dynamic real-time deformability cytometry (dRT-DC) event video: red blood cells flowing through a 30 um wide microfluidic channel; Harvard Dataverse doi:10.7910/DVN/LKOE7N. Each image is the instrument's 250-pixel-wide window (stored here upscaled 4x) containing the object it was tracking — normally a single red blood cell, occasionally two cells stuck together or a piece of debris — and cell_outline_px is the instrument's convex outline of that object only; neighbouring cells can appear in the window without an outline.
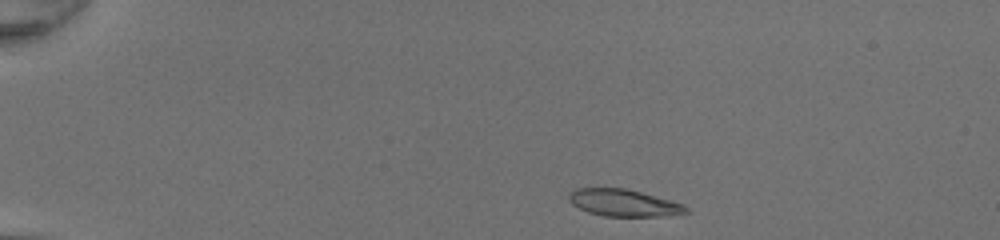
{"species": "common noctule bat (a hibernating species)", "species_latin": "Nyctalus noctula", "temperature_condition": "room temperature", "stored_images_in_passage": 21, "camera_frame_rate_fps": 3000, "um_per_image_px": 0.085, "animal": {"sex": "female", "body_mass_g": 20.0, "forearm_length_mm": 54.0}, "frame": {"image": 1, "passage_image": 1, "time_ms": 0.0, "image_size_px": [1000, 240], "cell_outline_px": [[692, 212], [668, 216], [604, 216], [588, 212], [572, 204], [568, 200], [568, 196], [572, 188], [624, 188], [672, 200], [684, 204]], "centroid_in_image_um": [53.04, 17.24], "position_along_channel_um": 32.0, "area_um2": 18.61}}
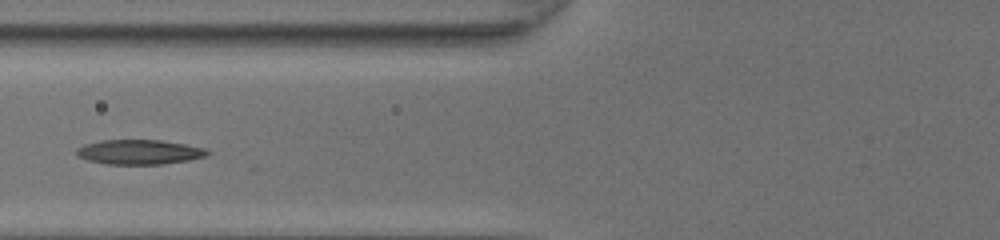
{"frame": {"image": 2, "passage_image": 13, "time_ms": 4.0, "image_size_px": [1000, 240], "cell_outline_px": [[212, 152], [204, 156], [188, 160], [160, 164], [108, 164], [88, 160], [76, 156], [76, 148], [84, 144], [100, 140], [160, 140], [184, 144], [204, 148]], "centroid_in_image_um": [11.79, 12.91], "position_along_channel_um": 114.0, "area_um2": 18.73}}
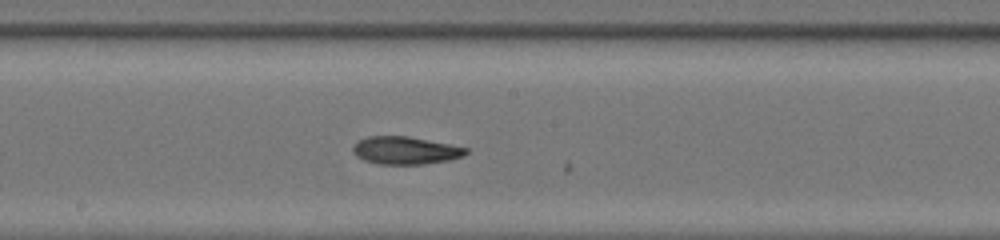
{"frame": {"image": 3, "passage_image": 20, "time_ms": 6.333, "image_size_px": [1000, 240], "cell_outline_px": [[472, 148], [464, 156], [448, 160], [424, 164], [380, 164], [364, 160], [356, 156], [352, 152], [352, 148], [360, 140], [368, 136], [408, 136]], "centroid_in_image_um": [34.51, 12.78], "position_along_channel_um": 213.7, "area_um2": 18.32}}